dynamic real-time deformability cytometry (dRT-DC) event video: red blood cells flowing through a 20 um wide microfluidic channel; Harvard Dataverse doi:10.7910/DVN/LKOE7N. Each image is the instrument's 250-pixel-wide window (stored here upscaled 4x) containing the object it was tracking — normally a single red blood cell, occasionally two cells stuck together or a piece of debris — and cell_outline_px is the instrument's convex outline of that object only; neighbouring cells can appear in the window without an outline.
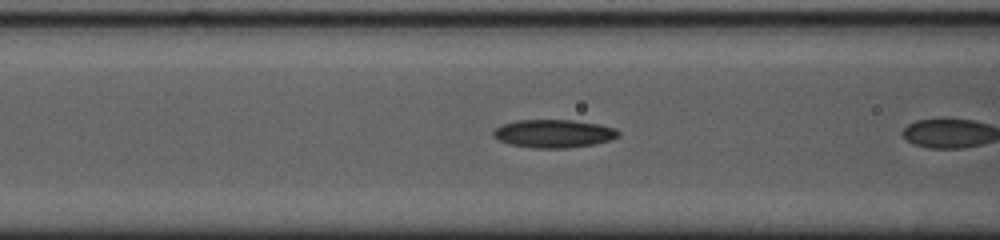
{"species": "common noctule bat (a hibernating species)", "species_latin": "Nyctalus noctula", "temperature_condition": "cold", "stored_images_in_passage": 11, "camera_frame_rate_fps": 3000, "um_per_image_px": 0.085, "animal": {"sex": "female", "body_mass_g": 23.0, "forearm_length_mm": 53.4}, "frame": {"image": 1, "passage_image": 4, "time_ms": 1.0, "image_size_px": [1000, 240], "cell_outline_px": [[620, 136], [608, 140], [592, 144], [568, 148], [532, 148], [508, 144], [492, 136], [492, 132], [500, 124], [516, 120], [572, 120], [596, 124], [616, 128], [620, 132]], "centroid_in_image_um": [47.02, 11.35], "position_along_channel_um": 119.6, "area_um2": 20.52}}
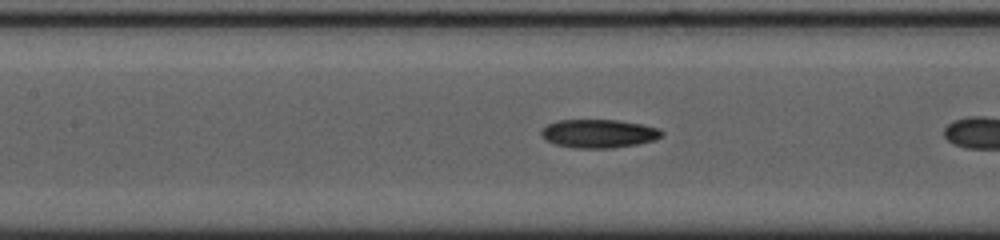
{"frame": {"image": 2, "passage_image": 7, "time_ms": 2.0, "image_size_px": [1000, 240], "cell_outline_px": [[664, 136], [656, 140], [636, 144], [612, 148], [576, 148], [556, 144], [544, 140], [540, 136], [540, 132], [548, 124], [560, 120], [616, 120], [640, 124], [660, 128], [664, 132]], "centroid_in_image_um": [50.91, 11.36], "position_along_channel_um": 156.5, "area_um2": 20.06}}
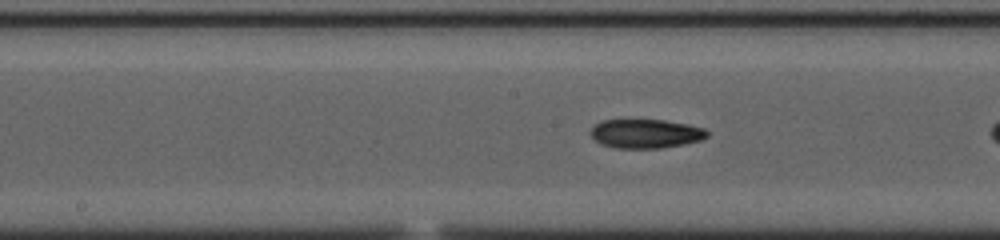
{"frame": {"image": 3, "passage_image": 10, "time_ms": 3.0, "image_size_px": [1000, 240], "cell_outline_px": [[708, 136], [700, 140], [684, 144], [660, 148], [616, 148], [600, 144], [592, 136], [592, 128], [600, 120], [628, 116], [664, 120], [688, 124], [704, 128], [708, 132]], "centroid_in_image_um": [54.84, 11.3], "position_along_channel_um": 193.4, "area_um2": 20.52}}